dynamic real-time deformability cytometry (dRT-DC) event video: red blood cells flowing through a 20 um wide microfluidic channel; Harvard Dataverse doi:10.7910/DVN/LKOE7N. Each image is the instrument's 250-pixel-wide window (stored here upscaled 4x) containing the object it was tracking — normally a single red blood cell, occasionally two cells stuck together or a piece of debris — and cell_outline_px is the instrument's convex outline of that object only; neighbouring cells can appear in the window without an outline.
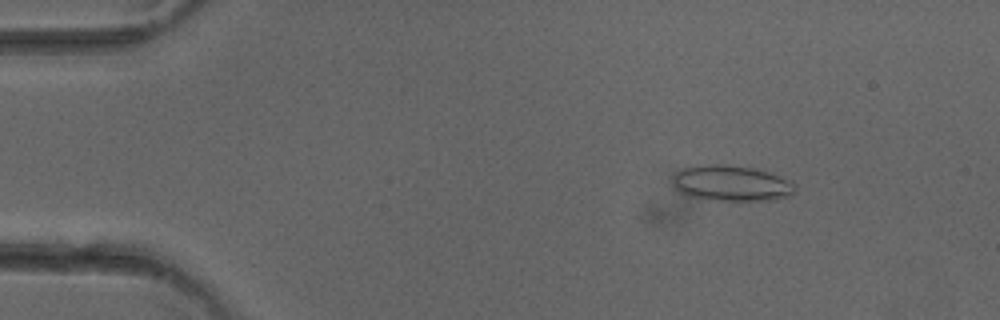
{"species": "common noctule bat (a hibernating species)", "species_latin": "Nyctalus noctula", "temperature_condition": "cold", "stored_images_in_passage": 50, "camera_frame_rate_fps": 3000, "um_per_image_px": 0.085, "animal": {"sex": "female"}, "frame": {"image": 1, "passage_image": 7, "time_ms": 2.0, "image_size_px": [1000, 320], "cell_outline_px": [[796, 192], [792, 196], [772, 200], [716, 200], [688, 196], [680, 192], [676, 188], [676, 172], [684, 168], [700, 164], [724, 164], [752, 168], [792, 180], [796, 188]], "centroid_in_image_um": [62.24, 15.58], "position_along_channel_um": 22.8, "area_um2": 25.26}}
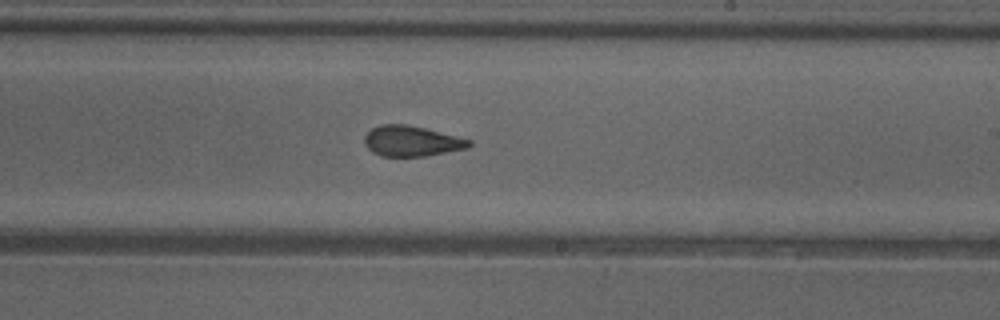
{"frame": {"image": 2, "passage_image": 30, "time_ms": 9.667, "image_size_px": [1000, 320], "cell_outline_px": [[472, 144], [468, 148], [424, 156], [380, 156], [372, 152], [364, 144], [364, 136], [372, 128], [380, 124], [404, 124], [424, 128], [472, 140]], "centroid_in_image_um": [34.96, 11.99], "position_along_channel_um": 254.0, "area_um2": 18.5}}
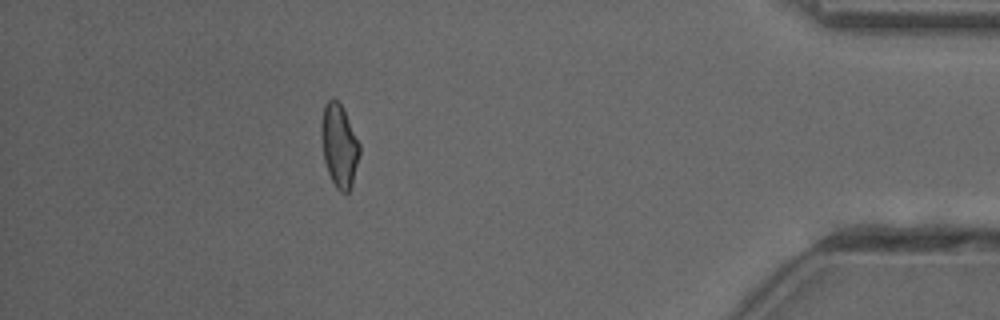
{"frame": {"image": 3, "passage_image": 45, "time_ms": 14.667, "image_size_px": [1000, 320], "cell_outline_px": [[360, 152], [352, 184], [348, 192], [340, 192], [336, 188], [328, 172], [324, 160], [320, 136], [320, 124], [324, 104], [332, 96], [340, 104], [360, 144]], "centroid_in_image_um": [28.8, 12.36], "position_along_channel_um": 406.4, "area_um2": 18.44}, "authors_computed_cell_mechanics": {"area_um2": 19.2474, "velocity_mm_per_s": 4.0659, "shape_relaxation_time_tau1_ms": null, "shape_relaxation_time_tau2_ms": 1.9091, "deformation_change_tau1": null, "deformation_change_tau2": 0.0924}}